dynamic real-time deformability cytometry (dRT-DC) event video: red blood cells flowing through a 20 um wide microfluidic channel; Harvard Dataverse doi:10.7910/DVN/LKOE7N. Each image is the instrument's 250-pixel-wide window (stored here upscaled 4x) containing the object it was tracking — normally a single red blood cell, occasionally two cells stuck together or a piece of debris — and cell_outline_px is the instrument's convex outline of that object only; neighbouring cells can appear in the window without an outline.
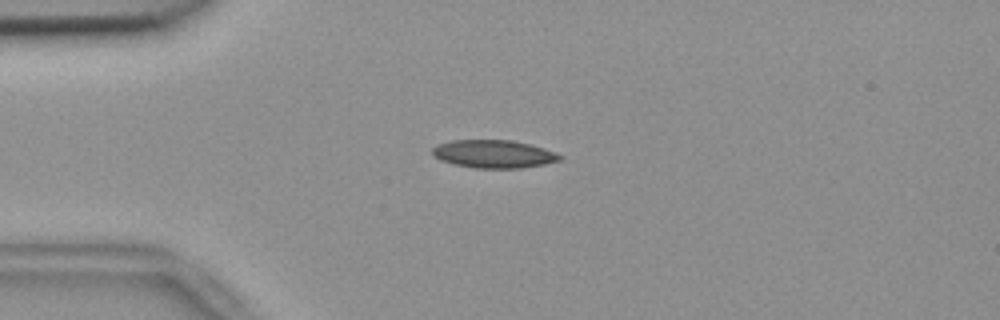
{"species": "common noctule bat (a hibernating species)", "species_latin": "Nyctalus noctula", "temperature_condition": "room temperature", "stored_images_in_passage": 45, "camera_frame_rate_fps": 3000, "um_per_image_px": 0.085, "animal": {"sex": "female", "body_mass_g": 18.4}, "frame": {"image": 1, "passage_image": 4, "time_ms": 1.0, "image_size_px": [1000, 320], "cell_outline_px": [[560, 160], [544, 164], [520, 168], [476, 168], [456, 164], [440, 160], [432, 152], [432, 148], [436, 144], [452, 140], [512, 140], [532, 144], [556, 152], [560, 156]], "centroid_in_image_um": [41.97, 13.07], "position_along_channel_um": 43.0, "area_um2": 20.69}}
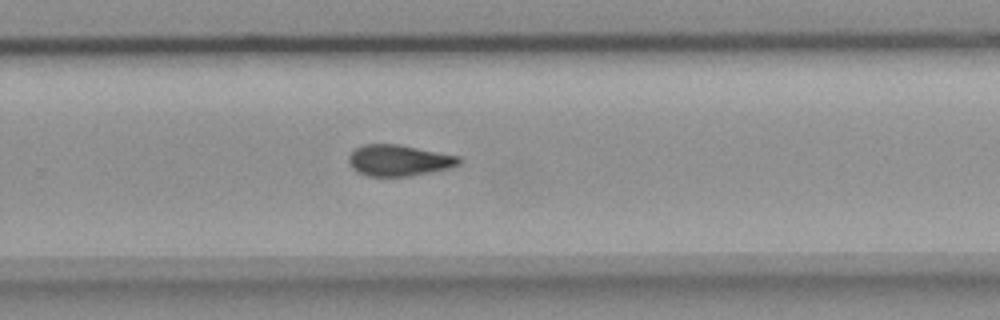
{"frame": {"image": 2, "passage_image": 26, "time_ms": 8.333, "image_size_px": [1000, 320], "cell_outline_px": [[460, 164], [452, 168], [408, 176], [368, 176], [352, 168], [348, 160], [348, 156], [356, 148], [364, 144], [400, 144], [460, 156]], "centroid_in_image_um": [33.93, 13.62], "position_along_channel_um": 295.9, "area_um2": 20.06}}
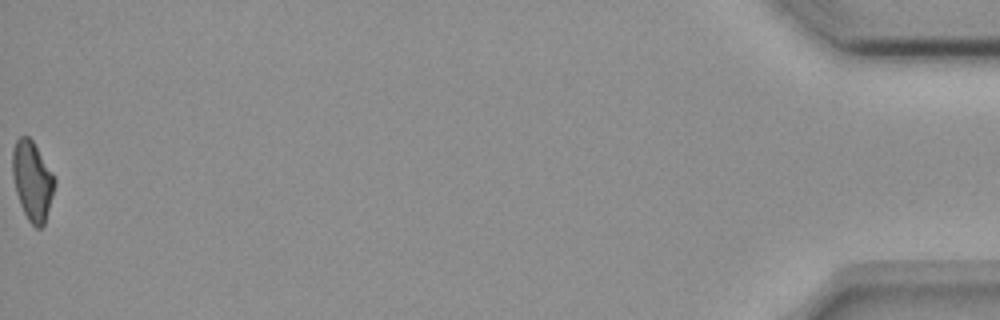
{"frame": {"image": 3, "passage_image": 45, "time_ms": 14.667, "image_size_px": [1000, 320], "cell_outline_px": [[56, 184], [44, 224], [40, 228], [36, 228], [28, 220], [20, 204], [16, 192], [12, 176], [12, 148], [16, 140], [20, 136], [28, 136], [32, 140], [56, 176]], "centroid_in_image_um": [2.75, 15.34], "position_along_channel_um": 432.4, "area_um2": 19.65}, "authors_computed_cell_mechanics": {"area_um2": 20.2878, "velocity_mm_per_s": 3.7408, "shape_relaxation_time_tau1_ms": null, "shape_relaxation_time_tau2_ms": 7.2005, "deformation_change_tau1": null, "deformation_change_tau2": 0.1493}}